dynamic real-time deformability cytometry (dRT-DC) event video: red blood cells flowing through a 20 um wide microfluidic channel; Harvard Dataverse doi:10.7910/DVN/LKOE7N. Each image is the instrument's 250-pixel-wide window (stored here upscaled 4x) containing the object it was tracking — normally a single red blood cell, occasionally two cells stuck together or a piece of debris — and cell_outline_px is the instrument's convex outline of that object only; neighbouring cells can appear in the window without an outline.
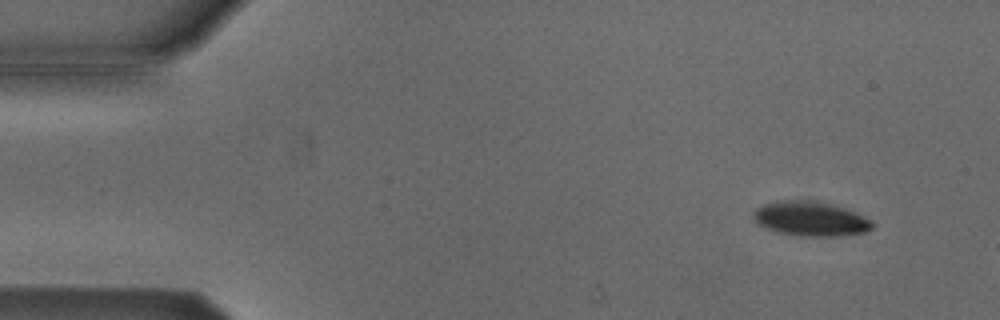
{"species": "Egyptian fruit bat (a non-hibernating species)", "species_latin": "Rousettus aegyptiacus", "temperature_condition": "cold", "stored_images_in_passage": 11, "camera_frame_rate_fps": 3000, "um_per_image_px": 0.085, "animal": {"sex": "male"}, "frame": {"image": 1, "passage_image": 4, "time_ms": 1.0, "image_size_px": [1000, 320], "cell_outline_px": [[876, 224], [872, 228], [864, 232], [840, 236], [800, 236], [776, 232], [756, 224], [752, 216], [752, 212], [756, 208], [764, 204], [776, 200], [816, 200], [844, 208], [856, 212]], "centroid_in_image_um": [68.85, 18.59], "position_along_channel_um": 16.2, "area_um2": 24.22}}